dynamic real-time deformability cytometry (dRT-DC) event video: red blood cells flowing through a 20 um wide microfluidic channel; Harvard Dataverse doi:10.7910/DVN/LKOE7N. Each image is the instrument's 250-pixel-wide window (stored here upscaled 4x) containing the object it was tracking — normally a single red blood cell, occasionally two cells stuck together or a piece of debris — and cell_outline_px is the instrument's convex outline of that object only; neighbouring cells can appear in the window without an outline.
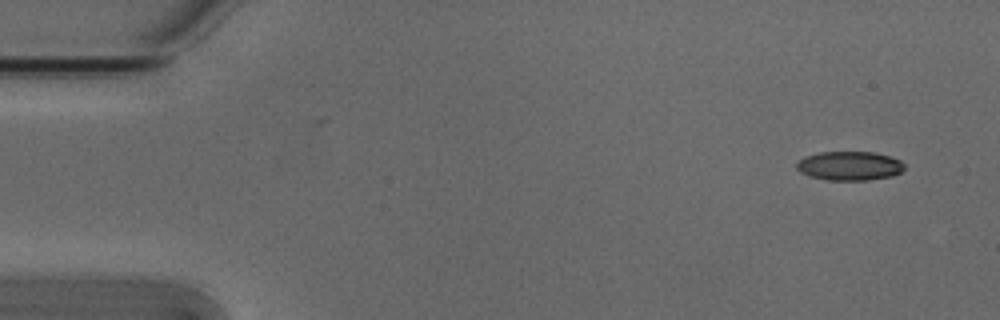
{"species": "Egyptian fruit bat (a non-hibernating species)", "species_latin": "Rousettus aegyptiacus", "temperature_condition": "cold", "stored_images_in_passage": 4, "camera_frame_rate_fps": 3000, "um_per_image_px": 0.085, "animal": {"sex": "male"}, "frame": {"image": 1, "passage_image": 1, "time_ms": 0.0, "image_size_px": [1000, 320], "cell_outline_px": [[904, 168], [900, 172], [892, 176], [868, 180], [828, 180], [812, 176], [800, 172], [796, 168], [796, 164], [804, 156], [820, 152], [872, 152], [888, 156], [900, 160], [904, 164]], "centroid_in_image_um": [72.2, 14.09], "position_along_channel_um": 12.8, "area_um2": 18.09}}
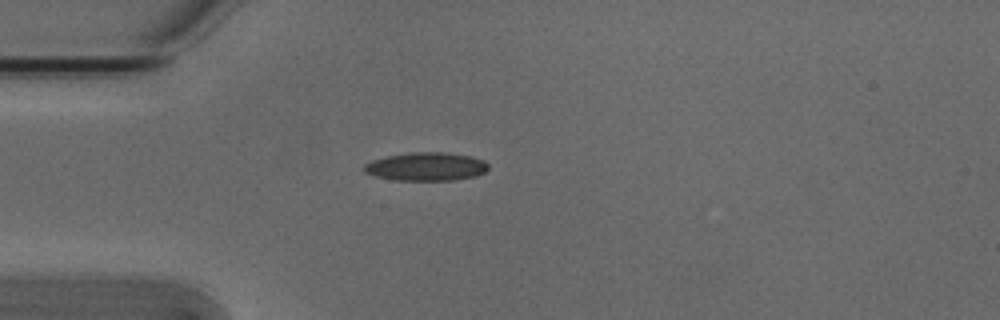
{"frame": {"image": 2, "passage_image": 4, "time_ms": 1.0, "image_size_px": [1000, 320], "cell_outline_px": [[488, 168], [484, 172], [476, 176], [452, 180], [396, 180], [376, 176], [364, 172], [364, 164], [372, 160], [388, 156], [408, 152], [444, 152], [472, 156], [484, 160], [488, 164]], "centroid_in_image_um": [36.24, 14.15], "position_along_channel_um": 48.8, "area_um2": 20.52}}